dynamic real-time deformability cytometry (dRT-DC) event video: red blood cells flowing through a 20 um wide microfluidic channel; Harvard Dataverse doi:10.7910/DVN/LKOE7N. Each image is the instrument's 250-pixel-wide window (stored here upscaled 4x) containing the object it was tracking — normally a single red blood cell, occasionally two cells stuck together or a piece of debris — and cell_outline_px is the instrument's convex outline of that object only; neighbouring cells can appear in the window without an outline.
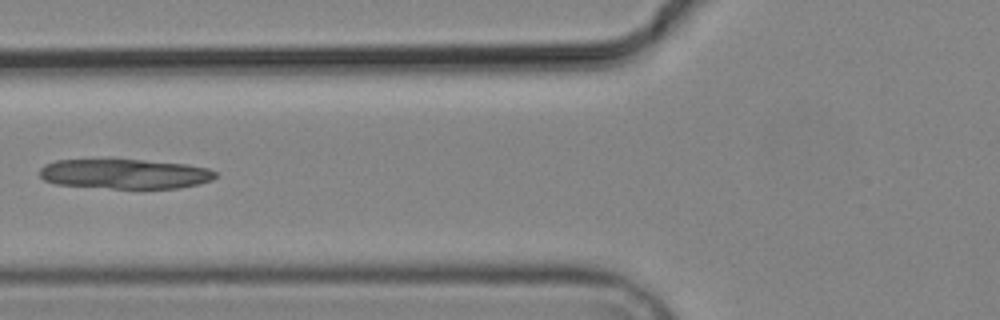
{"species": "common noctule bat (a hibernating species)", "species_latin": "Nyctalus noctula", "temperature_condition": "cold", "stored_images_in_passage": 4, "camera_frame_rate_fps": 3000, "um_per_image_px": 0.085, "animal": {"sex": "male", "body_mass_g": 19.2, "forearm_length_mm": 51.8}, "frame": {"image": 1, "passage_image": 4, "time_ms": 3.667, "image_size_px": [1000, 320], "cell_outline_px": [[216, 176], [212, 180], [200, 184], [176, 188], [112, 188], [56, 184], [44, 180], [40, 176], [40, 168], [44, 164], [56, 160], [144, 160], [188, 164], [208, 168], [216, 172]], "centroid_in_image_um": [10.63, 14.78], "position_along_channel_um": 115.2, "area_um2": 30.4}}